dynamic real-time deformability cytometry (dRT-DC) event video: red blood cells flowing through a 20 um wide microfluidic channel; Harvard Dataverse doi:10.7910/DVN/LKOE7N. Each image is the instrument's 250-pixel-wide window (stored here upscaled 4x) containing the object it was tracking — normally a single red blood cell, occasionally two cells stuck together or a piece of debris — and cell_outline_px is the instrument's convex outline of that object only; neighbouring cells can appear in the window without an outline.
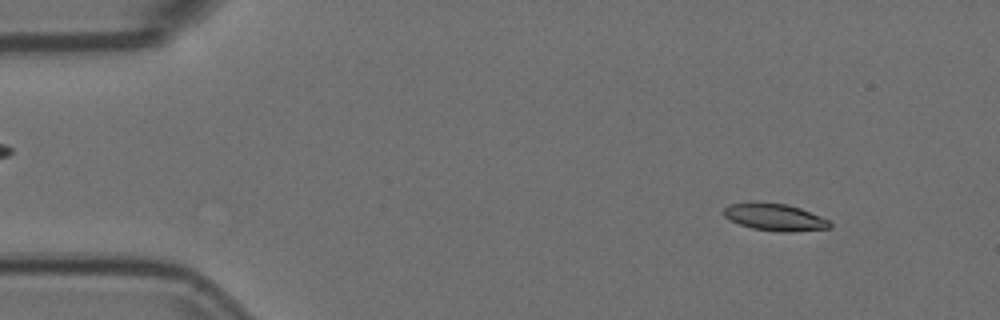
{"species": "Egyptian fruit bat (a non-hibernating species)", "species_latin": "Rousettus aegyptiacus", "temperature_condition": "room temperature", "stored_images_in_passage": 4, "camera_frame_rate_fps": 3000, "um_per_image_px": 0.085, "animal": {"sex": "female"}, "frame": {"image": 1, "passage_image": 2, "time_ms": 0.333, "image_size_px": [1000, 320], "cell_outline_px": [[832, 228], [788, 232], [784, 232], [752, 228], [740, 224], [724, 216], [724, 208], [728, 204], [748, 200], [756, 200], [788, 204], [800, 208], [820, 216], [828, 220], [832, 224]], "centroid_in_image_um": [65.83, 18.41], "position_along_channel_um": 19.2, "area_um2": 17.11}}
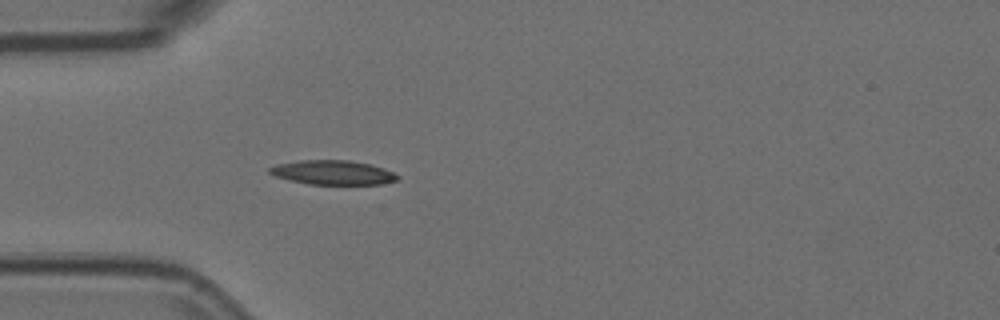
{"frame": {"image": 2, "passage_image": 4, "time_ms": 1.0, "image_size_px": [1000, 320], "cell_outline_px": [[400, 176], [396, 180], [380, 184], [308, 184], [276, 176], [268, 172], [268, 168], [276, 164], [300, 160], [348, 160], [368, 164], [384, 168]], "centroid_in_image_um": [28.27, 14.66], "position_along_channel_um": 56.7, "area_um2": 17.92}}